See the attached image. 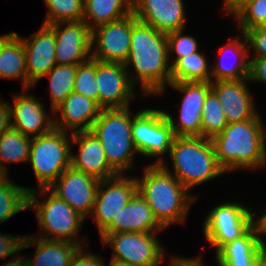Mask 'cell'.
I'll use <instances>...</instances> for the list:
<instances>
[{"mask_svg": "<svg viewBox=\"0 0 266 266\" xmlns=\"http://www.w3.org/2000/svg\"><path fill=\"white\" fill-rule=\"evenodd\" d=\"M0 78L20 80L28 89L24 44L15 33L0 50Z\"/></svg>", "mask_w": 266, "mask_h": 266, "instance_id": "28", "label": "cell"}, {"mask_svg": "<svg viewBox=\"0 0 266 266\" xmlns=\"http://www.w3.org/2000/svg\"><path fill=\"white\" fill-rule=\"evenodd\" d=\"M99 183V179L70 166L48 189L86 219L93 210Z\"/></svg>", "mask_w": 266, "mask_h": 266, "instance_id": "15", "label": "cell"}, {"mask_svg": "<svg viewBox=\"0 0 266 266\" xmlns=\"http://www.w3.org/2000/svg\"><path fill=\"white\" fill-rule=\"evenodd\" d=\"M96 81L98 104L103 109L130 107L137 97L124 64L96 60Z\"/></svg>", "mask_w": 266, "mask_h": 266, "instance_id": "14", "label": "cell"}, {"mask_svg": "<svg viewBox=\"0 0 266 266\" xmlns=\"http://www.w3.org/2000/svg\"><path fill=\"white\" fill-rule=\"evenodd\" d=\"M266 248L253 225L243 236L225 244L216 253L218 266H259Z\"/></svg>", "mask_w": 266, "mask_h": 266, "instance_id": "25", "label": "cell"}, {"mask_svg": "<svg viewBox=\"0 0 266 266\" xmlns=\"http://www.w3.org/2000/svg\"><path fill=\"white\" fill-rule=\"evenodd\" d=\"M77 65L56 64L45 76L49 78L51 110H54L74 92Z\"/></svg>", "mask_w": 266, "mask_h": 266, "instance_id": "32", "label": "cell"}, {"mask_svg": "<svg viewBox=\"0 0 266 266\" xmlns=\"http://www.w3.org/2000/svg\"><path fill=\"white\" fill-rule=\"evenodd\" d=\"M132 140L136 150L144 157H158L153 164H161L169 154L174 133L164 111L143 109L133 116Z\"/></svg>", "mask_w": 266, "mask_h": 266, "instance_id": "8", "label": "cell"}, {"mask_svg": "<svg viewBox=\"0 0 266 266\" xmlns=\"http://www.w3.org/2000/svg\"><path fill=\"white\" fill-rule=\"evenodd\" d=\"M207 60L200 51L177 59L171 64V82H211Z\"/></svg>", "mask_w": 266, "mask_h": 266, "instance_id": "30", "label": "cell"}, {"mask_svg": "<svg viewBox=\"0 0 266 266\" xmlns=\"http://www.w3.org/2000/svg\"><path fill=\"white\" fill-rule=\"evenodd\" d=\"M15 34L24 44L28 89H30L57 64L55 34L45 24H42L41 28L27 39L16 32Z\"/></svg>", "mask_w": 266, "mask_h": 266, "instance_id": "18", "label": "cell"}, {"mask_svg": "<svg viewBox=\"0 0 266 266\" xmlns=\"http://www.w3.org/2000/svg\"><path fill=\"white\" fill-rule=\"evenodd\" d=\"M202 137L212 139L228 125L223 107L211 90L202 106Z\"/></svg>", "mask_w": 266, "mask_h": 266, "instance_id": "33", "label": "cell"}, {"mask_svg": "<svg viewBox=\"0 0 266 266\" xmlns=\"http://www.w3.org/2000/svg\"><path fill=\"white\" fill-rule=\"evenodd\" d=\"M162 230L164 228L155 219L152 209L137 192L102 233H149Z\"/></svg>", "mask_w": 266, "mask_h": 266, "instance_id": "23", "label": "cell"}, {"mask_svg": "<svg viewBox=\"0 0 266 266\" xmlns=\"http://www.w3.org/2000/svg\"><path fill=\"white\" fill-rule=\"evenodd\" d=\"M74 92L98 103L96 59L90 58L86 62L77 65Z\"/></svg>", "mask_w": 266, "mask_h": 266, "instance_id": "36", "label": "cell"}, {"mask_svg": "<svg viewBox=\"0 0 266 266\" xmlns=\"http://www.w3.org/2000/svg\"><path fill=\"white\" fill-rule=\"evenodd\" d=\"M249 78L228 81H211V90L218 97L228 123L259 118L253 95L248 87Z\"/></svg>", "mask_w": 266, "mask_h": 266, "instance_id": "20", "label": "cell"}, {"mask_svg": "<svg viewBox=\"0 0 266 266\" xmlns=\"http://www.w3.org/2000/svg\"><path fill=\"white\" fill-rule=\"evenodd\" d=\"M22 94H13L10 108L11 128L24 135L36 137L54 128V114L48 115L44 103L31 93L30 89H23ZM28 93V94H27ZM51 116V117H50Z\"/></svg>", "mask_w": 266, "mask_h": 266, "instance_id": "17", "label": "cell"}, {"mask_svg": "<svg viewBox=\"0 0 266 266\" xmlns=\"http://www.w3.org/2000/svg\"><path fill=\"white\" fill-rule=\"evenodd\" d=\"M230 16L238 21L241 33L262 27L266 22V0H246Z\"/></svg>", "mask_w": 266, "mask_h": 266, "instance_id": "35", "label": "cell"}, {"mask_svg": "<svg viewBox=\"0 0 266 266\" xmlns=\"http://www.w3.org/2000/svg\"><path fill=\"white\" fill-rule=\"evenodd\" d=\"M5 177V175L0 171V180H2Z\"/></svg>", "mask_w": 266, "mask_h": 266, "instance_id": "50", "label": "cell"}, {"mask_svg": "<svg viewBox=\"0 0 266 266\" xmlns=\"http://www.w3.org/2000/svg\"><path fill=\"white\" fill-rule=\"evenodd\" d=\"M71 143L77 144L78 154L71 152V167L99 180L117 175L109 166L102 144L90 130L72 133Z\"/></svg>", "mask_w": 266, "mask_h": 266, "instance_id": "21", "label": "cell"}, {"mask_svg": "<svg viewBox=\"0 0 266 266\" xmlns=\"http://www.w3.org/2000/svg\"><path fill=\"white\" fill-rule=\"evenodd\" d=\"M249 80L266 84V57H252L249 53Z\"/></svg>", "mask_w": 266, "mask_h": 266, "instance_id": "40", "label": "cell"}, {"mask_svg": "<svg viewBox=\"0 0 266 266\" xmlns=\"http://www.w3.org/2000/svg\"><path fill=\"white\" fill-rule=\"evenodd\" d=\"M135 18L165 34L186 28L184 0H133Z\"/></svg>", "mask_w": 266, "mask_h": 266, "instance_id": "19", "label": "cell"}, {"mask_svg": "<svg viewBox=\"0 0 266 266\" xmlns=\"http://www.w3.org/2000/svg\"><path fill=\"white\" fill-rule=\"evenodd\" d=\"M133 117L130 107L102 109L91 132L99 139L109 166L117 174H127L134 167L137 153L132 140Z\"/></svg>", "mask_w": 266, "mask_h": 266, "instance_id": "5", "label": "cell"}, {"mask_svg": "<svg viewBox=\"0 0 266 266\" xmlns=\"http://www.w3.org/2000/svg\"><path fill=\"white\" fill-rule=\"evenodd\" d=\"M167 44H168V57L171 59L172 53L174 58L171 60L173 64L177 59L187 56L188 54L199 51V44L197 39L192 36L184 35V29L176 30L167 33Z\"/></svg>", "mask_w": 266, "mask_h": 266, "instance_id": "37", "label": "cell"}, {"mask_svg": "<svg viewBox=\"0 0 266 266\" xmlns=\"http://www.w3.org/2000/svg\"><path fill=\"white\" fill-rule=\"evenodd\" d=\"M32 138L10 128L0 135V171L7 176V163L28 162ZM7 166V167H6Z\"/></svg>", "mask_w": 266, "mask_h": 266, "instance_id": "29", "label": "cell"}, {"mask_svg": "<svg viewBox=\"0 0 266 266\" xmlns=\"http://www.w3.org/2000/svg\"><path fill=\"white\" fill-rule=\"evenodd\" d=\"M131 29L132 13L92 29L91 58L125 64L130 52Z\"/></svg>", "mask_w": 266, "mask_h": 266, "instance_id": "13", "label": "cell"}, {"mask_svg": "<svg viewBox=\"0 0 266 266\" xmlns=\"http://www.w3.org/2000/svg\"><path fill=\"white\" fill-rule=\"evenodd\" d=\"M168 86L183 94L178 119L164 111L174 136H202V106L211 82H170Z\"/></svg>", "mask_w": 266, "mask_h": 266, "instance_id": "12", "label": "cell"}, {"mask_svg": "<svg viewBox=\"0 0 266 266\" xmlns=\"http://www.w3.org/2000/svg\"><path fill=\"white\" fill-rule=\"evenodd\" d=\"M10 128L11 118L9 104L0 98V135Z\"/></svg>", "mask_w": 266, "mask_h": 266, "instance_id": "42", "label": "cell"}, {"mask_svg": "<svg viewBox=\"0 0 266 266\" xmlns=\"http://www.w3.org/2000/svg\"><path fill=\"white\" fill-rule=\"evenodd\" d=\"M137 193V181L135 177L126 174H117L108 179L100 180L96 200L91 212L99 235L117 217L121 209L129 203Z\"/></svg>", "mask_w": 266, "mask_h": 266, "instance_id": "11", "label": "cell"}, {"mask_svg": "<svg viewBox=\"0 0 266 266\" xmlns=\"http://www.w3.org/2000/svg\"><path fill=\"white\" fill-rule=\"evenodd\" d=\"M16 256V257H15ZM21 255L18 254L14 255L15 258H12L8 263L4 264V266H29V262L27 258L20 257Z\"/></svg>", "mask_w": 266, "mask_h": 266, "instance_id": "46", "label": "cell"}, {"mask_svg": "<svg viewBox=\"0 0 266 266\" xmlns=\"http://www.w3.org/2000/svg\"><path fill=\"white\" fill-rule=\"evenodd\" d=\"M48 8L43 24L79 21L84 16V0H43Z\"/></svg>", "mask_w": 266, "mask_h": 266, "instance_id": "34", "label": "cell"}, {"mask_svg": "<svg viewBox=\"0 0 266 266\" xmlns=\"http://www.w3.org/2000/svg\"><path fill=\"white\" fill-rule=\"evenodd\" d=\"M159 232L101 233L103 247L113 250L111 258L126 261L133 266H160L165 250L157 235Z\"/></svg>", "mask_w": 266, "mask_h": 266, "instance_id": "10", "label": "cell"}, {"mask_svg": "<svg viewBox=\"0 0 266 266\" xmlns=\"http://www.w3.org/2000/svg\"><path fill=\"white\" fill-rule=\"evenodd\" d=\"M144 167L142 177L136 178L137 192L146 200L157 222L164 229L175 223L184 224L198 196H192L161 164Z\"/></svg>", "mask_w": 266, "mask_h": 266, "instance_id": "3", "label": "cell"}, {"mask_svg": "<svg viewBox=\"0 0 266 266\" xmlns=\"http://www.w3.org/2000/svg\"><path fill=\"white\" fill-rule=\"evenodd\" d=\"M15 32H10L8 34H4L3 36H0V50L2 45L14 34Z\"/></svg>", "mask_w": 266, "mask_h": 266, "instance_id": "48", "label": "cell"}, {"mask_svg": "<svg viewBox=\"0 0 266 266\" xmlns=\"http://www.w3.org/2000/svg\"><path fill=\"white\" fill-rule=\"evenodd\" d=\"M249 52L252 49L254 57H266V29L255 27L247 30L245 33Z\"/></svg>", "mask_w": 266, "mask_h": 266, "instance_id": "38", "label": "cell"}, {"mask_svg": "<svg viewBox=\"0 0 266 266\" xmlns=\"http://www.w3.org/2000/svg\"><path fill=\"white\" fill-rule=\"evenodd\" d=\"M105 266H133L126 261H121L115 258H111L108 265Z\"/></svg>", "mask_w": 266, "mask_h": 266, "instance_id": "47", "label": "cell"}, {"mask_svg": "<svg viewBox=\"0 0 266 266\" xmlns=\"http://www.w3.org/2000/svg\"><path fill=\"white\" fill-rule=\"evenodd\" d=\"M263 211L264 212H260L262 215L260 217L258 216L257 218L255 217L256 212L254 211L253 225L257 230L259 241L266 248V240L263 238L266 235V209Z\"/></svg>", "mask_w": 266, "mask_h": 266, "instance_id": "43", "label": "cell"}, {"mask_svg": "<svg viewBox=\"0 0 266 266\" xmlns=\"http://www.w3.org/2000/svg\"><path fill=\"white\" fill-rule=\"evenodd\" d=\"M259 266H266V253L263 255L259 262Z\"/></svg>", "mask_w": 266, "mask_h": 266, "instance_id": "49", "label": "cell"}, {"mask_svg": "<svg viewBox=\"0 0 266 266\" xmlns=\"http://www.w3.org/2000/svg\"><path fill=\"white\" fill-rule=\"evenodd\" d=\"M53 128L32 137L28 162L31 163L39 188H48L71 166L72 133Z\"/></svg>", "mask_w": 266, "mask_h": 266, "instance_id": "7", "label": "cell"}, {"mask_svg": "<svg viewBox=\"0 0 266 266\" xmlns=\"http://www.w3.org/2000/svg\"><path fill=\"white\" fill-rule=\"evenodd\" d=\"M169 157L173 170L165 161L161 165L188 191L226 173L217 162L212 140L202 136H175Z\"/></svg>", "mask_w": 266, "mask_h": 266, "instance_id": "4", "label": "cell"}, {"mask_svg": "<svg viewBox=\"0 0 266 266\" xmlns=\"http://www.w3.org/2000/svg\"><path fill=\"white\" fill-rule=\"evenodd\" d=\"M251 208L238 202L216 205L203 223V234L217 253L225 244L243 236L253 226Z\"/></svg>", "mask_w": 266, "mask_h": 266, "instance_id": "9", "label": "cell"}, {"mask_svg": "<svg viewBox=\"0 0 266 266\" xmlns=\"http://www.w3.org/2000/svg\"><path fill=\"white\" fill-rule=\"evenodd\" d=\"M0 180V224L17 213L28 209V195L33 187H22L9 180Z\"/></svg>", "mask_w": 266, "mask_h": 266, "instance_id": "31", "label": "cell"}, {"mask_svg": "<svg viewBox=\"0 0 266 266\" xmlns=\"http://www.w3.org/2000/svg\"><path fill=\"white\" fill-rule=\"evenodd\" d=\"M24 235L5 234L0 232V259L17 254L21 251Z\"/></svg>", "mask_w": 266, "mask_h": 266, "instance_id": "39", "label": "cell"}, {"mask_svg": "<svg viewBox=\"0 0 266 266\" xmlns=\"http://www.w3.org/2000/svg\"><path fill=\"white\" fill-rule=\"evenodd\" d=\"M103 108L96 102L79 93L72 92L54 110V128L71 131L91 130L94 121ZM58 117H56L57 113Z\"/></svg>", "mask_w": 266, "mask_h": 266, "instance_id": "22", "label": "cell"}, {"mask_svg": "<svg viewBox=\"0 0 266 266\" xmlns=\"http://www.w3.org/2000/svg\"><path fill=\"white\" fill-rule=\"evenodd\" d=\"M28 235H24L21 250L30 246L37 247L33 258H27L29 266H69L81 248L80 245L71 242L44 240L33 234Z\"/></svg>", "mask_w": 266, "mask_h": 266, "instance_id": "26", "label": "cell"}, {"mask_svg": "<svg viewBox=\"0 0 266 266\" xmlns=\"http://www.w3.org/2000/svg\"><path fill=\"white\" fill-rule=\"evenodd\" d=\"M223 9L225 14H232L238 7H240L246 0H223Z\"/></svg>", "mask_w": 266, "mask_h": 266, "instance_id": "45", "label": "cell"}, {"mask_svg": "<svg viewBox=\"0 0 266 266\" xmlns=\"http://www.w3.org/2000/svg\"><path fill=\"white\" fill-rule=\"evenodd\" d=\"M124 65L130 81L135 87L140 83L145 97L165 93L171 82L167 35L137 20L133 12L130 52Z\"/></svg>", "mask_w": 266, "mask_h": 266, "instance_id": "1", "label": "cell"}, {"mask_svg": "<svg viewBox=\"0 0 266 266\" xmlns=\"http://www.w3.org/2000/svg\"><path fill=\"white\" fill-rule=\"evenodd\" d=\"M133 11V0H84L83 21L92 30L119 20Z\"/></svg>", "mask_w": 266, "mask_h": 266, "instance_id": "27", "label": "cell"}, {"mask_svg": "<svg viewBox=\"0 0 266 266\" xmlns=\"http://www.w3.org/2000/svg\"><path fill=\"white\" fill-rule=\"evenodd\" d=\"M38 190L40 193H38ZM47 195V198L38 199V195ZM42 201H41V200ZM35 208V215L40 227L38 238L51 241H66L78 244L81 247L88 246L86 237L77 238L85 218L74 211L64 200L58 198L48 188H34L28 195V209ZM83 245V246H82Z\"/></svg>", "mask_w": 266, "mask_h": 266, "instance_id": "6", "label": "cell"}, {"mask_svg": "<svg viewBox=\"0 0 266 266\" xmlns=\"http://www.w3.org/2000/svg\"><path fill=\"white\" fill-rule=\"evenodd\" d=\"M201 256L198 257H180V256H172L170 260L171 266H205L203 264V260H201Z\"/></svg>", "mask_w": 266, "mask_h": 266, "instance_id": "44", "label": "cell"}, {"mask_svg": "<svg viewBox=\"0 0 266 266\" xmlns=\"http://www.w3.org/2000/svg\"><path fill=\"white\" fill-rule=\"evenodd\" d=\"M240 39L242 40L240 41ZM229 53L234 57L227 60L225 55ZM219 54L224 56L223 58L219 57L216 62L217 65H211L213 66L211 68V81H228L249 78L250 60H247L249 59V49L244 33L240 32V36L229 39L225 45L220 47ZM232 60L233 62H229Z\"/></svg>", "mask_w": 266, "mask_h": 266, "instance_id": "24", "label": "cell"}, {"mask_svg": "<svg viewBox=\"0 0 266 266\" xmlns=\"http://www.w3.org/2000/svg\"><path fill=\"white\" fill-rule=\"evenodd\" d=\"M69 266H105V264L99 255L88 252L85 246L76 252Z\"/></svg>", "mask_w": 266, "mask_h": 266, "instance_id": "41", "label": "cell"}, {"mask_svg": "<svg viewBox=\"0 0 266 266\" xmlns=\"http://www.w3.org/2000/svg\"><path fill=\"white\" fill-rule=\"evenodd\" d=\"M55 34V58L59 65H79L91 58V29L85 21L48 25Z\"/></svg>", "mask_w": 266, "mask_h": 266, "instance_id": "16", "label": "cell"}, {"mask_svg": "<svg viewBox=\"0 0 266 266\" xmlns=\"http://www.w3.org/2000/svg\"><path fill=\"white\" fill-rule=\"evenodd\" d=\"M263 123L262 116L228 123L211 139L217 162L226 173L266 165V126Z\"/></svg>", "mask_w": 266, "mask_h": 266, "instance_id": "2", "label": "cell"}]
</instances>
